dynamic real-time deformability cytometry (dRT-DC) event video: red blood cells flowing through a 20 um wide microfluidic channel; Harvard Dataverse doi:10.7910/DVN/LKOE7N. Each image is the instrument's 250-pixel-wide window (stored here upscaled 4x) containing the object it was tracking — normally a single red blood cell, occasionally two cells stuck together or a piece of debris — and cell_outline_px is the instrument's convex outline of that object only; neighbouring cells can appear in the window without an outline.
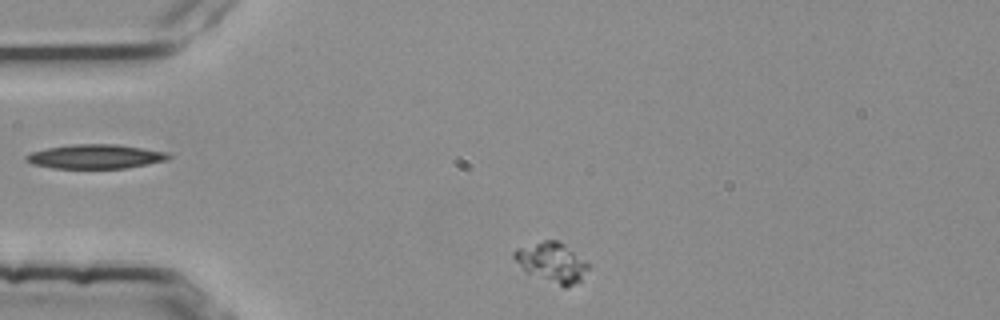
{"species": "common noctule bat (a hibernating species)", "species_latin": "Nyctalus noctula", "temperature_condition": "room temperature", "stored_images_in_passage": 39, "camera_frame_rate_fps": 3000, "um_per_image_px": 0.085, "animal": {"sex": "female", "body_mass_g": 25.1}, "frame": {"image": 1, "passage_image": 1, "time_ms": 0.0, "image_size_px": [1000, 320], "cell_outline_px": [[592, 264], [580, 280], [564, 288], [528, 272], [512, 256], [512, 252], [516, 248], [544, 240], [556, 240], [564, 244]], "centroid_in_image_um": [46.95, 22.28], "position_along_channel_um": 38.1, "area_um2": 16.99}}
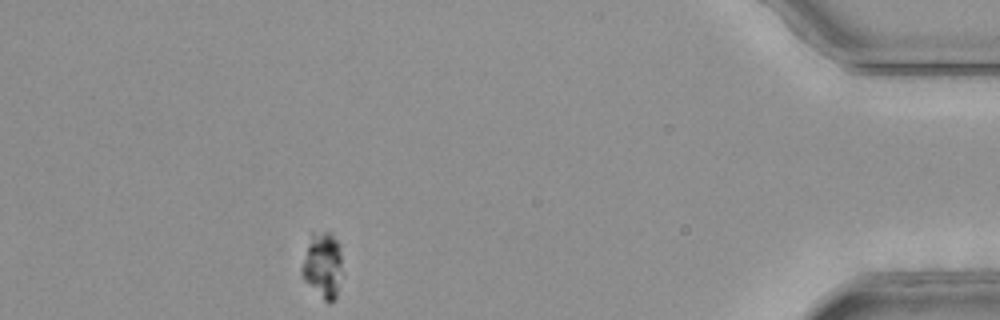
{"frame": {"image": 2, "passage_image": 39, "time_ms": 12.667, "image_size_px": [1000, 320], "cell_outline_px": [[340, 264], [336, 296], [328, 304], [304, 280], [300, 268], [312, 232], [332, 232], [340, 244]], "centroid_in_image_um": [27.4, 22.49], "position_along_channel_um": 407.8, "area_um2": 15.03}}